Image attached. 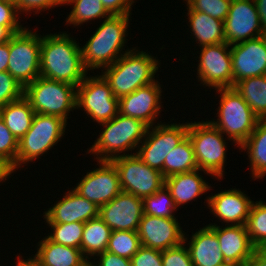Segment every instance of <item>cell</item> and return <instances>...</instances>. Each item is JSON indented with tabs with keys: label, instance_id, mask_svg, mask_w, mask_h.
<instances>
[{
	"label": "cell",
	"instance_id": "obj_1",
	"mask_svg": "<svg viewBox=\"0 0 266 266\" xmlns=\"http://www.w3.org/2000/svg\"><path fill=\"white\" fill-rule=\"evenodd\" d=\"M67 32L41 35L40 76L78 86L88 71L82 62L79 42Z\"/></svg>",
	"mask_w": 266,
	"mask_h": 266
},
{
	"label": "cell",
	"instance_id": "obj_2",
	"mask_svg": "<svg viewBox=\"0 0 266 266\" xmlns=\"http://www.w3.org/2000/svg\"><path fill=\"white\" fill-rule=\"evenodd\" d=\"M130 17L131 15H110L102 21L86 44L80 47L82 62L87 71L102 70L133 49H124L128 40L126 37Z\"/></svg>",
	"mask_w": 266,
	"mask_h": 266
},
{
	"label": "cell",
	"instance_id": "obj_3",
	"mask_svg": "<svg viewBox=\"0 0 266 266\" xmlns=\"http://www.w3.org/2000/svg\"><path fill=\"white\" fill-rule=\"evenodd\" d=\"M156 58L150 52L133 47L113 64L103 68L101 75L108 82L113 95L119 99L156 81L155 75L161 64Z\"/></svg>",
	"mask_w": 266,
	"mask_h": 266
},
{
	"label": "cell",
	"instance_id": "obj_4",
	"mask_svg": "<svg viewBox=\"0 0 266 266\" xmlns=\"http://www.w3.org/2000/svg\"><path fill=\"white\" fill-rule=\"evenodd\" d=\"M99 125L103 127V131L87 151L88 154L96 156L97 161H111L122 155H132V150L137 152L149 127L140 119L123 116L120 113Z\"/></svg>",
	"mask_w": 266,
	"mask_h": 266
},
{
	"label": "cell",
	"instance_id": "obj_5",
	"mask_svg": "<svg viewBox=\"0 0 266 266\" xmlns=\"http://www.w3.org/2000/svg\"><path fill=\"white\" fill-rule=\"evenodd\" d=\"M215 90L220 94L218 118L208 121L239 148L254 131L259 118L234 88Z\"/></svg>",
	"mask_w": 266,
	"mask_h": 266
},
{
	"label": "cell",
	"instance_id": "obj_6",
	"mask_svg": "<svg viewBox=\"0 0 266 266\" xmlns=\"http://www.w3.org/2000/svg\"><path fill=\"white\" fill-rule=\"evenodd\" d=\"M187 135L193 145L198 169L203 170L208 176L215 177L216 180L223 179L227 160L226 140L230 139L224 138L220 130L207 120L189 122Z\"/></svg>",
	"mask_w": 266,
	"mask_h": 266
},
{
	"label": "cell",
	"instance_id": "obj_7",
	"mask_svg": "<svg viewBox=\"0 0 266 266\" xmlns=\"http://www.w3.org/2000/svg\"><path fill=\"white\" fill-rule=\"evenodd\" d=\"M76 86L39 76L24 87L23 96L35 113L57 116L68 121L76 109Z\"/></svg>",
	"mask_w": 266,
	"mask_h": 266
},
{
	"label": "cell",
	"instance_id": "obj_8",
	"mask_svg": "<svg viewBox=\"0 0 266 266\" xmlns=\"http://www.w3.org/2000/svg\"><path fill=\"white\" fill-rule=\"evenodd\" d=\"M67 124L60 117L35 113L30 129L18 141L17 170L48 153L65 135Z\"/></svg>",
	"mask_w": 266,
	"mask_h": 266
},
{
	"label": "cell",
	"instance_id": "obj_9",
	"mask_svg": "<svg viewBox=\"0 0 266 266\" xmlns=\"http://www.w3.org/2000/svg\"><path fill=\"white\" fill-rule=\"evenodd\" d=\"M41 35L24 27L9 40L7 72L24 88L40 76Z\"/></svg>",
	"mask_w": 266,
	"mask_h": 266
},
{
	"label": "cell",
	"instance_id": "obj_10",
	"mask_svg": "<svg viewBox=\"0 0 266 266\" xmlns=\"http://www.w3.org/2000/svg\"><path fill=\"white\" fill-rule=\"evenodd\" d=\"M81 108L98 124L113 119L119 113V99L99 73L85 76L76 88V109Z\"/></svg>",
	"mask_w": 266,
	"mask_h": 266
},
{
	"label": "cell",
	"instance_id": "obj_11",
	"mask_svg": "<svg viewBox=\"0 0 266 266\" xmlns=\"http://www.w3.org/2000/svg\"><path fill=\"white\" fill-rule=\"evenodd\" d=\"M189 122L177 124L158 123L148 127L145 138L135 154L149 167L163 174L164 160L186 136Z\"/></svg>",
	"mask_w": 266,
	"mask_h": 266
},
{
	"label": "cell",
	"instance_id": "obj_12",
	"mask_svg": "<svg viewBox=\"0 0 266 266\" xmlns=\"http://www.w3.org/2000/svg\"><path fill=\"white\" fill-rule=\"evenodd\" d=\"M119 173L121 191L144 198L165 185L163 174L145 164L135 153L111 160Z\"/></svg>",
	"mask_w": 266,
	"mask_h": 266
},
{
	"label": "cell",
	"instance_id": "obj_13",
	"mask_svg": "<svg viewBox=\"0 0 266 266\" xmlns=\"http://www.w3.org/2000/svg\"><path fill=\"white\" fill-rule=\"evenodd\" d=\"M197 80L208 88H233L231 45L218 43L200 47Z\"/></svg>",
	"mask_w": 266,
	"mask_h": 266
},
{
	"label": "cell",
	"instance_id": "obj_14",
	"mask_svg": "<svg viewBox=\"0 0 266 266\" xmlns=\"http://www.w3.org/2000/svg\"><path fill=\"white\" fill-rule=\"evenodd\" d=\"M98 164L100 166L87 171L73 189L101 207L115 198L121 192V187L119 173L114 164L111 161H97Z\"/></svg>",
	"mask_w": 266,
	"mask_h": 266
},
{
	"label": "cell",
	"instance_id": "obj_15",
	"mask_svg": "<svg viewBox=\"0 0 266 266\" xmlns=\"http://www.w3.org/2000/svg\"><path fill=\"white\" fill-rule=\"evenodd\" d=\"M264 33L255 2L232 0L224 21L225 42L235 45Z\"/></svg>",
	"mask_w": 266,
	"mask_h": 266
},
{
	"label": "cell",
	"instance_id": "obj_16",
	"mask_svg": "<svg viewBox=\"0 0 266 266\" xmlns=\"http://www.w3.org/2000/svg\"><path fill=\"white\" fill-rule=\"evenodd\" d=\"M159 79L136 89L134 92L119 98V113L123 116L140 119L149 127L156 122L162 111V86ZM162 107V108H161Z\"/></svg>",
	"mask_w": 266,
	"mask_h": 266
},
{
	"label": "cell",
	"instance_id": "obj_17",
	"mask_svg": "<svg viewBox=\"0 0 266 266\" xmlns=\"http://www.w3.org/2000/svg\"><path fill=\"white\" fill-rule=\"evenodd\" d=\"M142 215L143 199L125 191L99 207V217L112 231L137 232Z\"/></svg>",
	"mask_w": 266,
	"mask_h": 266
},
{
	"label": "cell",
	"instance_id": "obj_18",
	"mask_svg": "<svg viewBox=\"0 0 266 266\" xmlns=\"http://www.w3.org/2000/svg\"><path fill=\"white\" fill-rule=\"evenodd\" d=\"M177 218H162L143 214L138 235L143 246L164 251L184 242L185 232Z\"/></svg>",
	"mask_w": 266,
	"mask_h": 266
},
{
	"label": "cell",
	"instance_id": "obj_19",
	"mask_svg": "<svg viewBox=\"0 0 266 266\" xmlns=\"http://www.w3.org/2000/svg\"><path fill=\"white\" fill-rule=\"evenodd\" d=\"M233 87L241 80L266 75V42L262 36L231 45Z\"/></svg>",
	"mask_w": 266,
	"mask_h": 266
},
{
	"label": "cell",
	"instance_id": "obj_20",
	"mask_svg": "<svg viewBox=\"0 0 266 266\" xmlns=\"http://www.w3.org/2000/svg\"><path fill=\"white\" fill-rule=\"evenodd\" d=\"M209 196L205 200L208 209L220 222L222 221V224L223 222L227 223L226 225L246 224L254 202L247 194L240 189L231 188Z\"/></svg>",
	"mask_w": 266,
	"mask_h": 266
},
{
	"label": "cell",
	"instance_id": "obj_21",
	"mask_svg": "<svg viewBox=\"0 0 266 266\" xmlns=\"http://www.w3.org/2000/svg\"><path fill=\"white\" fill-rule=\"evenodd\" d=\"M43 217L47 224L85 223L99 217V207L72 188L63 195L62 200L48 208Z\"/></svg>",
	"mask_w": 266,
	"mask_h": 266
},
{
	"label": "cell",
	"instance_id": "obj_22",
	"mask_svg": "<svg viewBox=\"0 0 266 266\" xmlns=\"http://www.w3.org/2000/svg\"><path fill=\"white\" fill-rule=\"evenodd\" d=\"M208 226L215 232L225 262L244 266L252 257L253 246L245 225H225L214 223Z\"/></svg>",
	"mask_w": 266,
	"mask_h": 266
},
{
	"label": "cell",
	"instance_id": "obj_23",
	"mask_svg": "<svg viewBox=\"0 0 266 266\" xmlns=\"http://www.w3.org/2000/svg\"><path fill=\"white\" fill-rule=\"evenodd\" d=\"M192 234L189 240L185 232L184 243L187 244L193 266H220L226 263L218 238L208 225Z\"/></svg>",
	"mask_w": 266,
	"mask_h": 266
},
{
	"label": "cell",
	"instance_id": "obj_24",
	"mask_svg": "<svg viewBox=\"0 0 266 266\" xmlns=\"http://www.w3.org/2000/svg\"><path fill=\"white\" fill-rule=\"evenodd\" d=\"M200 171L203 170L196 169L165 178V186L170 191L177 209L212 190L211 185L199 173Z\"/></svg>",
	"mask_w": 266,
	"mask_h": 266
},
{
	"label": "cell",
	"instance_id": "obj_25",
	"mask_svg": "<svg viewBox=\"0 0 266 266\" xmlns=\"http://www.w3.org/2000/svg\"><path fill=\"white\" fill-rule=\"evenodd\" d=\"M37 244L36 254L29 256L36 266H81L87 261L81 249L55 243L47 236Z\"/></svg>",
	"mask_w": 266,
	"mask_h": 266
},
{
	"label": "cell",
	"instance_id": "obj_26",
	"mask_svg": "<svg viewBox=\"0 0 266 266\" xmlns=\"http://www.w3.org/2000/svg\"><path fill=\"white\" fill-rule=\"evenodd\" d=\"M187 15L192 39L199 47L225 42L224 21L194 10H187Z\"/></svg>",
	"mask_w": 266,
	"mask_h": 266
},
{
	"label": "cell",
	"instance_id": "obj_27",
	"mask_svg": "<svg viewBox=\"0 0 266 266\" xmlns=\"http://www.w3.org/2000/svg\"><path fill=\"white\" fill-rule=\"evenodd\" d=\"M239 150H247L253 180L264 178L266 176V119L257 121L254 131Z\"/></svg>",
	"mask_w": 266,
	"mask_h": 266
},
{
	"label": "cell",
	"instance_id": "obj_28",
	"mask_svg": "<svg viewBox=\"0 0 266 266\" xmlns=\"http://www.w3.org/2000/svg\"><path fill=\"white\" fill-rule=\"evenodd\" d=\"M34 115L35 111L24 96L0 108V117L18 141L30 129Z\"/></svg>",
	"mask_w": 266,
	"mask_h": 266
},
{
	"label": "cell",
	"instance_id": "obj_29",
	"mask_svg": "<svg viewBox=\"0 0 266 266\" xmlns=\"http://www.w3.org/2000/svg\"><path fill=\"white\" fill-rule=\"evenodd\" d=\"M111 232V228L100 217L85 222L81 240L83 256L89 260L106 251Z\"/></svg>",
	"mask_w": 266,
	"mask_h": 266
},
{
	"label": "cell",
	"instance_id": "obj_30",
	"mask_svg": "<svg viewBox=\"0 0 266 266\" xmlns=\"http://www.w3.org/2000/svg\"><path fill=\"white\" fill-rule=\"evenodd\" d=\"M233 88L259 119H266V75L238 81Z\"/></svg>",
	"mask_w": 266,
	"mask_h": 266
},
{
	"label": "cell",
	"instance_id": "obj_31",
	"mask_svg": "<svg viewBox=\"0 0 266 266\" xmlns=\"http://www.w3.org/2000/svg\"><path fill=\"white\" fill-rule=\"evenodd\" d=\"M198 169L193 145L188 135L166 156L164 178Z\"/></svg>",
	"mask_w": 266,
	"mask_h": 266
},
{
	"label": "cell",
	"instance_id": "obj_32",
	"mask_svg": "<svg viewBox=\"0 0 266 266\" xmlns=\"http://www.w3.org/2000/svg\"><path fill=\"white\" fill-rule=\"evenodd\" d=\"M63 5H72L66 18V25L80 26L91 20L106 19L110 14L102 5L101 0H63Z\"/></svg>",
	"mask_w": 266,
	"mask_h": 266
},
{
	"label": "cell",
	"instance_id": "obj_33",
	"mask_svg": "<svg viewBox=\"0 0 266 266\" xmlns=\"http://www.w3.org/2000/svg\"><path fill=\"white\" fill-rule=\"evenodd\" d=\"M247 233L256 249H266V202H253L247 222Z\"/></svg>",
	"mask_w": 266,
	"mask_h": 266
},
{
	"label": "cell",
	"instance_id": "obj_34",
	"mask_svg": "<svg viewBox=\"0 0 266 266\" xmlns=\"http://www.w3.org/2000/svg\"><path fill=\"white\" fill-rule=\"evenodd\" d=\"M175 210L177 211V207L165 185L154 194L143 198V214L162 218H176Z\"/></svg>",
	"mask_w": 266,
	"mask_h": 266
},
{
	"label": "cell",
	"instance_id": "obj_35",
	"mask_svg": "<svg viewBox=\"0 0 266 266\" xmlns=\"http://www.w3.org/2000/svg\"><path fill=\"white\" fill-rule=\"evenodd\" d=\"M140 238L135 231H112L106 251L131 259L140 248Z\"/></svg>",
	"mask_w": 266,
	"mask_h": 266
},
{
	"label": "cell",
	"instance_id": "obj_36",
	"mask_svg": "<svg viewBox=\"0 0 266 266\" xmlns=\"http://www.w3.org/2000/svg\"><path fill=\"white\" fill-rule=\"evenodd\" d=\"M51 226L48 238L58 244L81 249L84 223L73 222L64 224H47Z\"/></svg>",
	"mask_w": 266,
	"mask_h": 266
},
{
	"label": "cell",
	"instance_id": "obj_37",
	"mask_svg": "<svg viewBox=\"0 0 266 266\" xmlns=\"http://www.w3.org/2000/svg\"><path fill=\"white\" fill-rule=\"evenodd\" d=\"M17 151L18 140L0 117V163L9 170L10 174L17 170Z\"/></svg>",
	"mask_w": 266,
	"mask_h": 266
},
{
	"label": "cell",
	"instance_id": "obj_38",
	"mask_svg": "<svg viewBox=\"0 0 266 266\" xmlns=\"http://www.w3.org/2000/svg\"><path fill=\"white\" fill-rule=\"evenodd\" d=\"M232 0H185L187 10L200 11L221 21L228 16Z\"/></svg>",
	"mask_w": 266,
	"mask_h": 266
},
{
	"label": "cell",
	"instance_id": "obj_39",
	"mask_svg": "<svg viewBox=\"0 0 266 266\" xmlns=\"http://www.w3.org/2000/svg\"><path fill=\"white\" fill-rule=\"evenodd\" d=\"M24 88L7 71L0 72V108L20 99Z\"/></svg>",
	"mask_w": 266,
	"mask_h": 266
},
{
	"label": "cell",
	"instance_id": "obj_40",
	"mask_svg": "<svg viewBox=\"0 0 266 266\" xmlns=\"http://www.w3.org/2000/svg\"><path fill=\"white\" fill-rule=\"evenodd\" d=\"M163 266H193L186 244L162 251Z\"/></svg>",
	"mask_w": 266,
	"mask_h": 266
},
{
	"label": "cell",
	"instance_id": "obj_41",
	"mask_svg": "<svg viewBox=\"0 0 266 266\" xmlns=\"http://www.w3.org/2000/svg\"><path fill=\"white\" fill-rule=\"evenodd\" d=\"M130 261L132 266H163L162 251L141 245Z\"/></svg>",
	"mask_w": 266,
	"mask_h": 266
},
{
	"label": "cell",
	"instance_id": "obj_42",
	"mask_svg": "<svg viewBox=\"0 0 266 266\" xmlns=\"http://www.w3.org/2000/svg\"><path fill=\"white\" fill-rule=\"evenodd\" d=\"M59 5L63 6V0H18V12L21 15L22 13L27 15L29 13L30 15L32 12H35L37 15L42 11L44 12L54 7L56 8Z\"/></svg>",
	"mask_w": 266,
	"mask_h": 266
},
{
	"label": "cell",
	"instance_id": "obj_43",
	"mask_svg": "<svg viewBox=\"0 0 266 266\" xmlns=\"http://www.w3.org/2000/svg\"><path fill=\"white\" fill-rule=\"evenodd\" d=\"M16 6L13 3L0 0V25L22 26Z\"/></svg>",
	"mask_w": 266,
	"mask_h": 266
},
{
	"label": "cell",
	"instance_id": "obj_44",
	"mask_svg": "<svg viewBox=\"0 0 266 266\" xmlns=\"http://www.w3.org/2000/svg\"><path fill=\"white\" fill-rule=\"evenodd\" d=\"M110 15H132L134 0H101Z\"/></svg>",
	"mask_w": 266,
	"mask_h": 266
},
{
	"label": "cell",
	"instance_id": "obj_45",
	"mask_svg": "<svg viewBox=\"0 0 266 266\" xmlns=\"http://www.w3.org/2000/svg\"><path fill=\"white\" fill-rule=\"evenodd\" d=\"M96 257L92 258L94 259L93 263H95L96 266H132L130 259L117 256L116 254L110 253L108 251L97 254ZM96 259L99 260L95 262Z\"/></svg>",
	"mask_w": 266,
	"mask_h": 266
},
{
	"label": "cell",
	"instance_id": "obj_46",
	"mask_svg": "<svg viewBox=\"0 0 266 266\" xmlns=\"http://www.w3.org/2000/svg\"><path fill=\"white\" fill-rule=\"evenodd\" d=\"M244 266H266V249H256Z\"/></svg>",
	"mask_w": 266,
	"mask_h": 266
},
{
	"label": "cell",
	"instance_id": "obj_47",
	"mask_svg": "<svg viewBox=\"0 0 266 266\" xmlns=\"http://www.w3.org/2000/svg\"><path fill=\"white\" fill-rule=\"evenodd\" d=\"M24 26H3L0 25V44L10 40L14 33L20 32Z\"/></svg>",
	"mask_w": 266,
	"mask_h": 266
},
{
	"label": "cell",
	"instance_id": "obj_48",
	"mask_svg": "<svg viewBox=\"0 0 266 266\" xmlns=\"http://www.w3.org/2000/svg\"><path fill=\"white\" fill-rule=\"evenodd\" d=\"M9 63V41L0 44V72L7 71Z\"/></svg>",
	"mask_w": 266,
	"mask_h": 266
},
{
	"label": "cell",
	"instance_id": "obj_49",
	"mask_svg": "<svg viewBox=\"0 0 266 266\" xmlns=\"http://www.w3.org/2000/svg\"><path fill=\"white\" fill-rule=\"evenodd\" d=\"M263 31H266V0H255Z\"/></svg>",
	"mask_w": 266,
	"mask_h": 266
},
{
	"label": "cell",
	"instance_id": "obj_50",
	"mask_svg": "<svg viewBox=\"0 0 266 266\" xmlns=\"http://www.w3.org/2000/svg\"><path fill=\"white\" fill-rule=\"evenodd\" d=\"M10 175L11 174L9 170L0 163V184L1 182L2 183L6 182V179L8 180L9 177H11Z\"/></svg>",
	"mask_w": 266,
	"mask_h": 266
},
{
	"label": "cell",
	"instance_id": "obj_51",
	"mask_svg": "<svg viewBox=\"0 0 266 266\" xmlns=\"http://www.w3.org/2000/svg\"><path fill=\"white\" fill-rule=\"evenodd\" d=\"M21 257H23V256H20V254L17 255V262H16L15 266H36L29 258L28 259H24V258L21 259Z\"/></svg>",
	"mask_w": 266,
	"mask_h": 266
},
{
	"label": "cell",
	"instance_id": "obj_52",
	"mask_svg": "<svg viewBox=\"0 0 266 266\" xmlns=\"http://www.w3.org/2000/svg\"><path fill=\"white\" fill-rule=\"evenodd\" d=\"M81 266H96V265H95V263H93V261L87 260Z\"/></svg>",
	"mask_w": 266,
	"mask_h": 266
},
{
	"label": "cell",
	"instance_id": "obj_53",
	"mask_svg": "<svg viewBox=\"0 0 266 266\" xmlns=\"http://www.w3.org/2000/svg\"><path fill=\"white\" fill-rule=\"evenodd\" d=\"M3 1H7V2H10V3H13L16 6L17 11H18V0H3Z\"/></svg>",
	"mask_w": 266,
	"mask_h": 266
},
{
	"label": "cell",
	"instance_id": "obj_54",
	"mask_svg": "<svg viewBox=\"0 0 266 266\" xmlns=\"http://www.w3.org/2000/svg\"><path fill=\"white\" fill-rule=\"evenodd\" d=\"M220 266H241V265H238V264H235V263H225L223 265H220Z\"/></svg>",
	"mask_w": 266,
	"mask_h": 266
},
{
	"label": "cell",
	"instance_id": "obj_55",
	"mask_svg": "<svg viewBox=\"0 0 266 266\" xmlns=\"http://www.w3.org/2000/svg\"><path fill=\"white\" fill-rule=\"evenodd\" d=\"M262 37L264 38V41L266 42V31L262 34Z\"/></svg>",
	"mask_w": 266,
	"mask_h": 266
}]
</instances>
